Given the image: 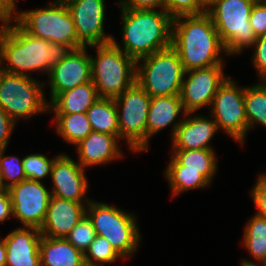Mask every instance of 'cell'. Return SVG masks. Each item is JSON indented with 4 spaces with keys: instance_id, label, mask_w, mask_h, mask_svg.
Masks as SVG:
<instances>
[{
    "instance_id": "83f0119b",
    "label": "cell",
    "mask_w": 266,
    "mask_h": 266,
    "mask_svg": "<svg viewBox=\"0 0 266 266\" xmlns=\"http://www.w3.org/2000/svg\"><path fill=\"white\" fill-rule=\"evenodd\" d=\"M244 107L248 122V132L257 125L266 128V80L244 86Z\"/></svg>"
},
{
    "instance_id": "52a82bcc",
    "label": "cell",
    "mask_w": 266,
    "mask_h": 266,
    "mask_svg": "<svg viewBox=\"0 0 266 266\" xmlns=\"http://www.w3.org/2000/svg\"><path fill=\"white\" fill-rule=\"evenodd\" d=\"M14 20L29 34L69 46L84 47L76 36L75 24L64 0H54L42 8L17 11Z\"/></svg>"
},
{
    "instance_id": "9a60e30c",
    "label": "cell",
    "mask_w": 266,
    "mask_h": 266,
    "mask_svg": "<svg viewBox=\"0 0 266 266\" xmlns=\"http://www.w3.org/2000/svg\"><path fill=\"white\" fill-rule=\"evenodd\" d=\"M88 48L81 47L71 50L59 63L51 67L47 76V84H44L50 88L49 103L61 92L92 81L91 57L87 52Z\"/></svg>"
},
{
    "instance_id": "7dc6e473",
    "label": "cell",
    "mask_w": 266,
    "mask_h": 266,
    "mask_svg": "<svg viewBox=\"0 0 266 266\" xmlns=\"http://www.w3.org/2000/svg\"><path fill=\"white\" fill-rule=\"evenodd\" d=\"M262 263L264 264V266H266V258H265V260Z\"/></svg>"
},
{
    "instance_id": "d4e9b609",
    "label": "cell",
    "mask_w": 266,
    "mask_h": 266,
    "mask_svg": "<svg viewBox=\"0 0 266 266\" xmlns=\"http://www.w3.org/2000/svg\"><path fill=\"white\" fill-rule=\"evenodd\" d=\"M166 170L163 171L171 190V196L186 193L189 190L208 188L211 183L200 173L182 171V165L171 155Z\"/></svg>"
},
{
    "instance_id": "f546056e",
    "label": "cell",
    "mask_w": 266,
    "mask_h": 266,
    "mask_svg": "<svg viewBox=\"0 0 266 266\" xmlns=\"http://www.w3.org/2000/svg\"><path fill=\"white\" fill-rule=\"evenodd\" d=\"M118 259L121 260L123 258L105 237L99 235H96V238L91 242L84 253V262L86 266L111 264Z\"/></svg>"
},
{
    "instance_id": "d590c367",
    "label": "cell",
    "mask_w": 266,
    "mask_h": 266,
    "mask_svg": "<svg viewBox=\"0 0 266 266\" xmlns=\"http://www.w3.org/2000/svg\"><path fill=\"white\" fill-rule=\"evenodd\" d=\"M256 213L266 219V173H260L250 190Z\"/></svg>"
},
{
    "instance_id": "7c38bea8",
    "label": "cell",
    "mask_w": 266,
    "mask_h": 266,
    "mask_svg": "<svg viewBox=\"0 0 266 266\" xmlns=\"http://www.w3.org/2000/svg\"><path fill=\"white\" fill-rule=\"evenodd\" d=\"M13 216L25 227L41 228L52 193L43 181L25 179L8 189Z\"/></svg>"
},
{
    "instance_id": "d6986e66",
    "label": "cell",
    "mask_w": 266,
    "mask_h": 266,
    "mask_svg": "<svg viewBox=\"0 0 266 266\" xmlns=\"http://www.w3.org/2000/svg\"><path fill=\"white\" fill-rule=\"evenodd\" d=\"M41 232L36 227H18L6 236V266H41Z\"/></svg>"
},
{
    "instance_id": "4fadbf2b",
    "label": "cell",
    "mask_w": 266,
    "mask_h": 266,
    "mask_svg": "<svg viewBox=\"0 0 266 266\" xmlns=\"http://www.w3.org/2000/svg\"><path fill=\"white\" fill-rule=\"evenodd\" d=\"M224 65L185 71L180 98L186 113H196L204 106L210 108L219 86L226 80Z\"/></svg>"
},
{
    "instance_id": "2e32d148",
    "label": "cell",
    "mask_w": 266,
    "mask_h": 266,
    "mask_svg": "<svg viewBox=\"0 0 266 266\" xmlns=\"http://www.w3.org/2000/svg\"><path fill=\"white\" fill-rule=\"evenodd\" d=\"M79 162L66 153L56 155L50 179L52 196L75 202H90L86 194L89 182Z\"/></svg>"
},
{
    "instance_id": "7402d4cb",
    "label": "cell",
    "mask_w": 266,
    "mask_h": 266,
    "mask_svg": "<svg viewBox=\"0 0 266 266\" xmlns=\"http://www.w3.org/2000/svg\"><path fill=\"white\" fill-rule=\"evenodd\" d=\"M39 251L41 266H86L84 254L66 238L41 236Z\"/></svg>"
},
{
    "instance_id": "7a4b0ae2",
    "label": "cell",
    "mask_w": 266,
    "mask_h": 266,
    "mask_svg": "<svg viewBox=\"0 0 266 266\" xmlns=\"http://www.w3.org/2000/svg\"><path fill=\"white\" fill-rule=\"evenodd\" d=\"M171 47L180 57L185 71L225 65L223 56H228L207 12L174 18Z\"/></svg>"
},
{
    "instance_id": "ee69618b",
    "label": "cell",
    "mask_w": 266,
    "mask_h": 266,
    "mask_svg": "<svg viewBox=\"0 0 266 266\" xmlns=\"http://www.w3.org/2000/svg\"><path fill=\"white\" fill-rule=\"evenodd\" d=\"M206 10L214 3L215 0H197Z\"/></svg>"
},
{
    "instance_id": "60d3db41",
    "label": "cell",
    "mask_w": 266,
    "mask_h": 266,
    "mask_svg": "<svg viewBox=\"0 0 266 266\" xmlns=\"http://www.w3.org/2000/svg\"><path fill=\"white\" fill-rule=\"evenodd\" d=\"M16 0H0V21L13 20L18 9Z\"/></svg>"
},
{
    "instance_id": "74e56055",
    "label": "cell",
    "mask_w": 266,
    "mask_h": 266,
    "mask_svg": "<svg viewBox=\"0 0 266 266\" xmlns=\"http://www.w3.org/2000/svg\"><path fill=\"white\" fill-rule=\"evenodd\" d=\"M15 123L9 115L0 107V149H7L12 136V132L15 129Z\"/></svg>"
},
{
    "instance_id": "9c48e42d",
    "label": "cell",
    "mask_w": 266,
    "mask_h": 266,
    "mask_svg": "<svg viewBox=\"0 0 266 266\" xmlns=\"http://www.w3.org/2000/svg\"><path fill=\"white\" fill-rule=\"evenodd\" d=\"M185 70L169 47L136 61V82L152 97L180 95Z\"/></svg>"
},
{
    "instance_id": "d6a6232c",
    "label": "cell",
    "mask_w": 266,
    "mask_h": 266,
    "mask_svg": "<svg viewBox=\"0 0 266 266\" xmlns=\"http://www.w3.org/2000/svg\"><path fill=\"white\" fill-rule=\"evenodd\" d=\"M96 235L92 221L85 214L65 238L84 254Z\"/></svg>"
},
{
    "instance_id": "603a6c76",
    "label": "cell",
    "mask_w": 266,
    "mask_h": 266,
    "mask_svg": "<svg viewBox=\"0 0 266 266\" xmlns=\"http://www.w3.org/2000/svg\"><path fill=\"white\" fill-rule=\"evenodd\" d=\"M99 98L93 82L61 92L49 103V114L85 113Z\"/></svg>"
},
{
    "instance_id": "e575fe53",
    "label": "cell",
    "mask_w": 266,
    "mask_h": 266,
    "mask_svg": "<svg viewBox=\"0 0 266 266\" xmlns=\"http://www.w3.org/2000/svg\"><path fill=\"white\" fill-rule=\"evenodd\" d=\"M251 47L254 50L251 61L257 71L256 75L259 80H266V34L258 36Z\"/></svg>"
},
{
    "instance_id": "7bdbcfd3",
    "label": "cell",
    "mask_w": 266,
    "mask_h": 266,
    "mask_svg": "<svg viewBox=\"0 0 266 266\" xmlns=\"http://www.w3.org/2000/svg\"><path fill=\"white\" fill-rule=\"evenodd\" d=\"M254 260H249L247 258H244L241 260L240 266H264L263 263L253 262Z\"/></svg>"
},
{
    "instance_id": "4316f807",
    "label": "cell",
    "mask_w": 266,
    "mask_h": 266,
    "mask_svg": "<svg viewBox=\"0 0 266 266\" xmlns=\"http://www.w3.org/2000/svg\"><path fill=\"white\" fill-rule=\"evenodd\" d=\"M55 131L64 142L74 147L85 139L92 131L87 114H53Z\"/></svg>"
},
{
    "instance_id": "44dd1931",
    "label": "cell",
    "mask_w": 266,
    "mask_h": 266,
    "mask_svg": "<svg viewBox=\"0 0 266 266\" xmlns=\"http://www.w3.org/2000/svg\"><path fill=\"white\" fill-rule=\"evenodd\" d=\"M185 115L180 95L152 97L146 127V151L150 148V138L169 126L171 139ZM178 116L181 119H177Z\"/></svg>"
},
{
    "instance_id": "ba28073f",
    "label": "cell",
    "mask_w": 266,
    "mask_h": 266,
    "mask_svg": "<svg viewBox=\"0 0 266 266\" xmlns=\"http://www.w3.org/2000/svg\"><path fill=\"white\" fill-rule=\"evenodd\" d=\"M45 81L0 70V107L18 123L39 114L49 113Z\"/></svg>"
},
{
    "instance_id": "5bb4252c",
    "label": "cell",
    "mask_w": 266,
    "mask_h": 266,
    "mask_svg": "<svg viewBox=\"0 0 266 266\" xmlns=\"http://www.w3.org/2000/svg\"><path fill=\"white\" fill-rule=\"evenodd\" d=\"M73 18L78 41L84 46L112 42L105 33L106 4L104 0H64Z\"/></svg>"
},
{
    "instance_id": "30bf717a",
    "label": "cell",
    "mask_w": 266,
    "mask_h": 266,
    "mask_svg": "<svg viewBox=\"0 0 266 266\" xmlns=\"http://www.w3.org/2000/svg\"><path fill=\"white\" fill-rule=\"evenodd\" d=\"M120 139L134 153L146 151V127L151 96L137 83L114 98Z\"/></svg>"
},
{
    "instance_id": "1f68e13d",
    "label": "cell",
    "mask_w": 266,
    "mask_h": 266,
    "mask_svg": "<svg viewBox=\"0 0 266 266\" xmlns=\"http://www.w3.org/2000/svg\"><path fill=\"white\" fill-rule=\"evenodd\" d=\"M55 157L49 158L42 153H30L23 157L26 179L40 181L51 176Z\"/></svg>"
},
{
    "instance_id": "8fae6325",
    "label": "cell",
    "mask_w": 266,
    "mask_h": 266,
    "mask_svg": "<svg viewBox=\"0 0 266 266\" xmlns=\"http://www.w3.org/2000/svg\"><path fill=\"white\" fill-rule=\"evenodd\" d=\"M218 130H222L241 146L245 143L248 122L244 107V86H237L233 78L227 77L219 86L208 109Z\"/></svg>"
},
{
    "instance_id": "e0dca14e",
    "label": "cell",
    "mask_w": 266,
    "mask_h": 266,
    "mask_svg": "<svg viewBox=\"0 0 266 266\" xmlns=\"http://www.w3.org/2000/svg\"><path fill=\"white\" fill-rule=\"evenodd\" d=\"M186 113L171 138V150L214 149L211 146L218 127L212 116Z\"/></svg>"
},
{
    "instance_id": "8992f818",
    "label": "cell",
    "mask_w": 266,
    "mask_h": 266,
    "mask_svg": "<svg viewBox=\"0 0 266 266\" xmlns=\"http://www.w3.org/2000/svg\"><path fill=\"white\" fill-rule=\"evenodd\" d=\"M256 1L215 0L207 9L228 57L242 54L256 41L249 22Z\"/></svg>"
},
{
    "instance_id": "b9f144b4",
    "label": "cell",
    "mask_w": 266,
    "mask_h": 266,
    "mask_svg": "<svg viewBox=\"0 0 266 266\" xmlns=\"http://www.w3.org/2000/svg\"><path fill=\"white\" fill-rule=\"evenodd\" d=\"M0 266H6V245L4 237L0 238Z\"/></svg>"
},
{
    "instance_id": "f6af8a7d",
    "label": "cell",
    "mask_w": 266,
    "mask_h": 266,
    "mask_svg": "<svg viewBox=\"0 0 266 266\" xmlns=\"http://www.w3.org/2000/svg\"><path fill=\"white\" fill-rule=\"evenodd\" d=\"M1 23H2V25L0 26V46H1V41H2V38H3V34H4V31H5V27H6L7 21H2L1 20Z\"/></svg>"
},
{
    "instance_id": "4dcf8cb0",
    "label": "cell",
    "mask_w": 266,
    "mask_h": 266,
    "mask_svg": "<svg viewBox=\"0 0 266 266\" xmlns=\"http://www.w3.org/2000/svg\"><path fill=\"white\" fill-rule=\"evenodd\" d=\"M6 148L1 152L0 156V168L2 183L1 189H9L13 185L18 184L26 179L23 166V158H19L15 155H5Z\"/></svg>"
},
{
    "instance_id": "bcb514c9",
    "label": "cell",
    "mask_w": 266,
    "mask_h": 266,
    "mask_svg": "<svg viewBox=\"0 0 266 266\" xmlns=\"http://www.w3.org/2000/svg\"><path fill=\"white\" fill-rule=\"evenodd\" d=\"M2 150L0 149V156H1ZM1 183H2V176H1V168H0V189H1Z\"/></svg>"
},
{
    "instance_id": "8d00e7d4",
    "label": "cell",
    "mask_w": 266,
    "mask_h": 266,
    "mask_svg": "<svg viewBox=\"0 0 266 266\" xmlns=\"http://www.w3.org/2000/svg\"><path fill=\"white\" fill-rule=\"evenodd\" d=\"M249 22L256 37L266 34V0L255 2Z\"/></svg>"
},
{
    "instance_id": "ffe728a7",
    "label": "cell",
    "mask_w": 266,
    "mask_h": 266,
    "mask_svg": "<svg viewBox=\"0 0 266 266\" xmlns=\"http://www.w3.org/2000/svg\"><path fill=\"white\" fill-rule=\"evenodd\" d=\"M120 138L116 135L104 134L97 131L91 133L75 146L80 165L87 170L93 166L111 164L121 159L124 153L121 149Z\"/></svg>"
},
{
    "instance_id": "836d02e7",
    "label": "cell",
    "mask_w": 266,
    "mask_h": 266,
    "mask_svg": "<svg viewBox=\"0 0 266 266\" xmlns=\"http://www.w3.org/2000/svg\"><path fill=\"white\" fill-rule=\"evenodd\" d=\"M164 10L174 19L184 15H198L207 10L197 0H164Z\"/></svg>"
},
{
    "instance_id": "3957f363",
    "label": "cell",
    "mask_w": 266,
    "mask_h": 266,
    "mask_svg": "<svg viewBox=\"0 0 266 266\" xmlns=\"http://www.w3.org/2000/svg\"><path fill=\"white\" fill-rule=\"evenodd\" d=\"M121 11L122 45L113 36L112 42L136 61L142 57L171 47L173 18L164 10ZM121 45V46H120Z\"/></svg>"
},
{
    "instance_id": "cb8c5ba5",
    "label": "cell",
    "mask_w": 266,
    "mask_h": 266,
    "mask_svg": "<svg viewBox=\"0 0 266 266\" xmlns=\"http://www.w3.org/2000/svg\"><path fill=\"white\" fill-rule=\"evenodd\" d=\"M170 153L182 165V171L198 172L213 183L218 171L215 149L170 150Z\"/></svg>"
},
{
    "instance_id": "6da1fadb",
    "label": "cell",
    "mask_w": 266,
    "mask_h": 266,
    "mask_svg": "<svg viewBox=\"0 0 266 266\" xmlns=\"http://www.w3.org/2000/svg\"><path fill=\"white\" fill-rule=\"evenodd\" d=\"M67 45L50 43L27 33L14 19L7 21L0 46V70L29 77L48 76L51 67L70 52Z\"/></svg>"
},
{
    "instance_id": "277c9868",
    "label": "cell",
    "mask_w": 266,
    "mask_h": 266,
    "mask_svg": "<svg viewBox=\"0 0 266 266\" xmlns=\"http://www.w3.org/2000/svg\"><path fill=\"white\" fill-rule=\"evenodd\" d=\"M86 215L96 234L105 237L123 259L133 258L142 239L135 214L92 199Z\"/></svg>"
},
{
    "instance_id": "f1b7e54d",
    "label": "cell",
    "mask_w": 266,
    "mask_h": 266,
    "mask_svg": "<svg viewBox=\"0 0 266 266\" xmlns=\"http://www.w3.org/2000/svg\"><path fill=\"white\" fill-rule=\"evenodd\" d=\"M243 231L242 246L255 262L262 263L266 258V219L254 213Z\"/></svg>"
},
{
    "instance_id": "5b68a950",
    "label": "cell",
    "mask_w": 266,
    "mask_h": 266,
    "mask_svg": "<svg viewBox=\"0 0 266 266\" xmlns=\"http://www.w3.org/2000/svg\"><path fill=\"white\" fill-rule=\"evenodd\" d=\"M96 49L91 56L92 82L99 97L115 98L136 82V60L113 42L89 46Z\"/></svg>"
},
{
    "instance_id": "ab89813d",
    "label": "cell",
    "mask_w": 266,
    "mask_h": 266,
    "mask_svg": "<svg viewBox=\"0 0 266 266\" xmlns=\"http://www.w3.org/2000/svg\"><path fill=\"white\" fill-rule=\"evenodd\" d=\"M13 216L12 204L7 189H0V223H4Z\"/></svg>"
},
{
    "instance_id": "ac0fdd59",
    "label": "cell",
    "mask_w": 266,
    "mask_h": 266,
    "mask_svg": "<svg viewBox=\"0 0 266 266\" xmlns=\"http://www.w3.org/2000/svg\"><path fill=\"white\" fill-rule=\"evenodd\" d=\"M88 204L52 196L45 220L39 229L42 236L65 238L86 214Z\"/></svg>"
},
{
    "instance_id": "f35d334b",
    "label": "cell",
    "mask_w": 266,
    "mask_h": 266,
    "mask_svg": "<svg viewBox=\"0 0 266 266\" xmlns=\"http://www.w3.org/2000/svg\"><path fill=\"white\" fill-rule=\"evenodd\" d=\"M118 6L138 10L164 9V0H119Z\"/></svg>"
},
{
    "instance_id": "484cf974",
    "label": "cell",
    "mask_w": 266,
    "mask_h": 266,
    "mask_svg": "<svg viewBox=\"0 0 266 266\" xmlns=\"http://www.w3.org/2000/svg\"><path fill=\"white\" fill-rule=\"evenodd\" d=\"M92 131L120 138L117 107L114 98L99 97L86 111Z\"/></svg>"
}]
</instances>
